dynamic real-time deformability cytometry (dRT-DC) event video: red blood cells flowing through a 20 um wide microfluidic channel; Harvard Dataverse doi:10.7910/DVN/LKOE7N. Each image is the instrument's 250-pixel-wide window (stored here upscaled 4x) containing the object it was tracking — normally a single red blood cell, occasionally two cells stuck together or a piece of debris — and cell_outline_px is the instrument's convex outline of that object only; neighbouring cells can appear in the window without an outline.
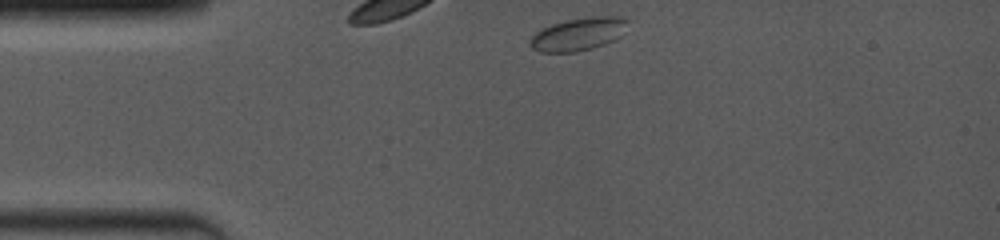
{"species": "common noctule bat (a hibernating species)", "species_latin": "Nyctalus noctula", "temperature_condition": "room temperature", "stored_images_in_passage": 6, "camera_frame_rate_fps": 4000, "um_per_image_px": 0.085, "animal": {"sex": "female", "body_mass_g": 19.0, "forearm_length_mm": 53.3}, "frame": {"image": 1, "passage_image": 1, "time_ms": 0.0, "image_size_px": [1000, 240], "cell_outline_px": [[628, 20], [620, 36], [604, 44], [592, 48], [576, 52], [540, 52], [532, 48], [528, 44], [528, 40], [536, 32], [552, 24], [564, 20], [592, 16], [620, 16]], "centroid_in_image_um": [49.12, 2.9], "position_along_channel_um": 35.9, "area_um2": 18.61}}